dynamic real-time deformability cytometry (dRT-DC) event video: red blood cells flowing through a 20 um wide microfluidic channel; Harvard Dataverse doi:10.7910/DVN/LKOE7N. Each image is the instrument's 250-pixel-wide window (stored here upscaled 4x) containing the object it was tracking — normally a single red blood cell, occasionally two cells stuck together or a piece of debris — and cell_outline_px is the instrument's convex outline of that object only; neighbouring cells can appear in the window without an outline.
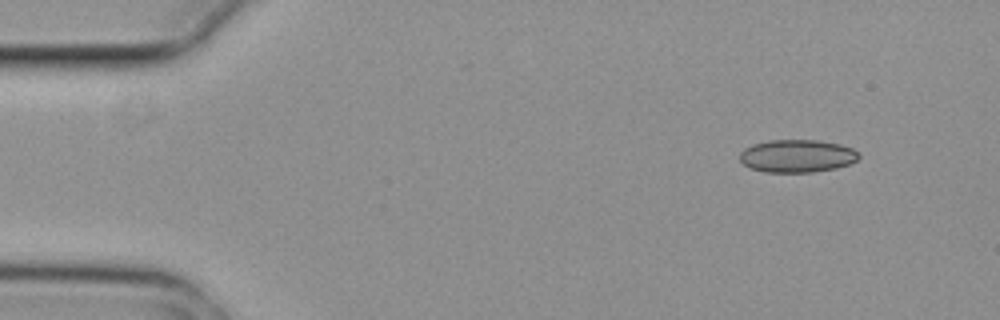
{"species": "common noctule bat (a hibernating species)", "species_latin": "Nyctalus noctula", "temperature_condition": "cold", "stored_images_in_passage": 8, "camera_frame_rate_fps": 3000, "um_per_image_px": 0.085, "animal": {"sex": "female", "body_mass_g": 29.2, "forearm_length_mm": 56.3}, "frame": {"image": 1, "passage_image": 1, "time_ms": 0.0, "image_size_px": [1000, 320], "cell_outline_px": [[860, 156], [856, 160], [848, 164], [836, 168], [812, 172], [764, 172], [748, 168], [740, 160], [740, 152], [744, 148], [752, 144], [768, 140], [816, 140], [840, 144], [852, 148], [860, 152]], "centroid_in_image_um": [67.73, 13.25], "position_along_channel_um": 17.3, "area_um2": 22.89}}
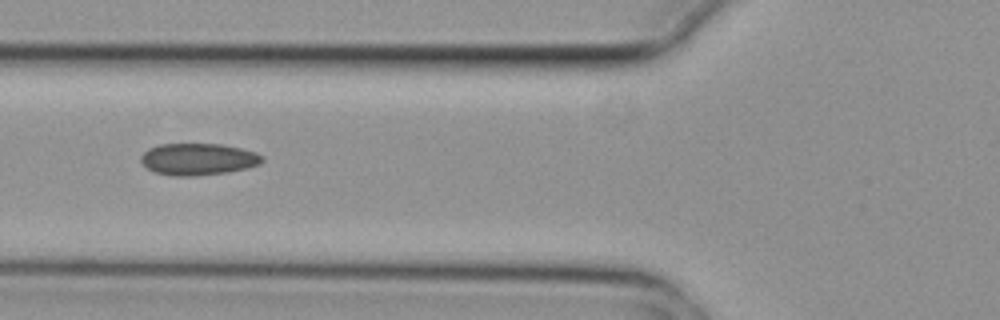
{"frame": {"image": 2, "passage_image": 5, "time_ms": 1.333, "image_size_px": [1000, 320], "cell_outline_px": [[264, 160], [260, 164], [248, 168], [228, 172], [196, 176], [172, 176], [152, 172], [140, 160], [140, 156], [148, 148], [160, 144], [220, 144], [240, 148], [256, 152], [264, 156]], "centroid_in_image_um": [16.85, 13.54], "position_along_channel_um": 109.0, "area_um2": 22.72}}
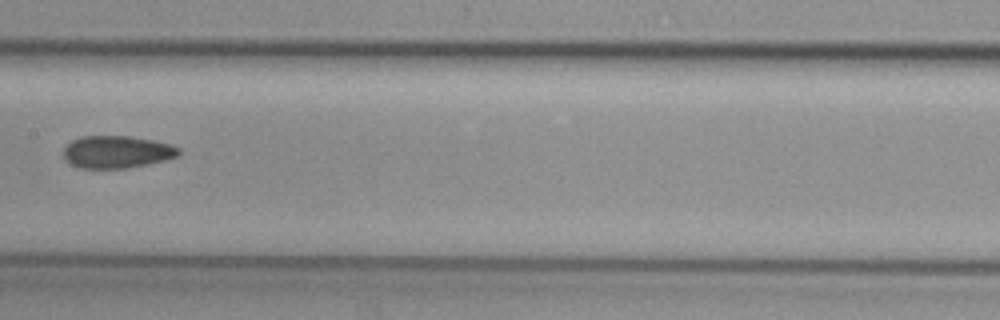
{"frame": {"image": 3, "passage_image": 7, "time_ms": 2.0, "image_size_px": [1000, 320], "cell_outline_px": [[180, 156], [148, 164], [124, 168], [80, 168], [72, 164], [64, 156], [64, 148], [72, 140], [80, 136], [128, 136], [152, 140], [172, 144], [180, 148]], "centroid_in_image_um": [9.97, 12.9], "position_along_channel_um": 197.4, "area_um2": 21.68}}